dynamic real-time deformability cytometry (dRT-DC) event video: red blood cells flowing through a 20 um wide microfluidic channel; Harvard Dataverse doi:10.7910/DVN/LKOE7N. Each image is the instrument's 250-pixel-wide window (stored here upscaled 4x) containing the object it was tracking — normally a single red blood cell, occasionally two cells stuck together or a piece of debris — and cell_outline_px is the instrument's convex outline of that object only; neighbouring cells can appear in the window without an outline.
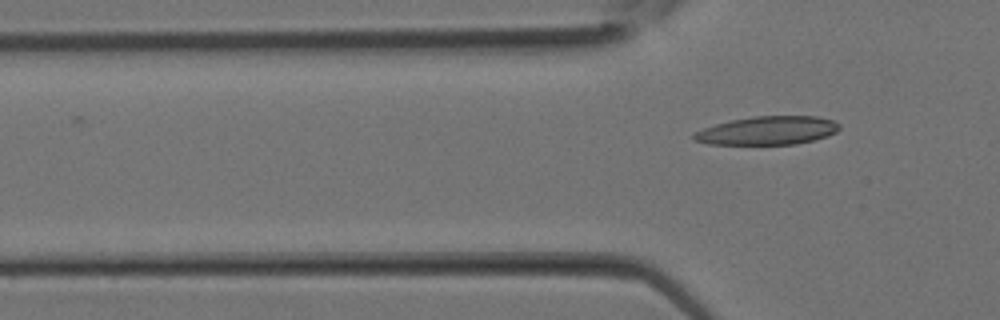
{"species": "Egyptian fruit bat (a non-hibernating species)", "species_latin": "Rousettus aegyptiacus", "temperature_condition": "room temperature", "stored_images_in_passage": 7, "camera_frame_rate_fps": 3000, "um_per_image_px": 0.085, "animal": {"sex": "female"}, "frame": {"image": 1, "passage_image": 7, "time_ms": 2.0, "image_size_px": [1000, 320], "cell_outline_px": [[840, 128], [836, 132], [828, 136], [796, 144], [708, 144], [692, 140], [692, 136], [696, 132], [704, 128], [716, 124], [732, 120], [756, 116], [816, 116], [832, 120], [840, 124]], "centroid_in_image_um": [65.26, 11.1], "position_along_channel_um": 60.5, "area_um2": 23.99}}